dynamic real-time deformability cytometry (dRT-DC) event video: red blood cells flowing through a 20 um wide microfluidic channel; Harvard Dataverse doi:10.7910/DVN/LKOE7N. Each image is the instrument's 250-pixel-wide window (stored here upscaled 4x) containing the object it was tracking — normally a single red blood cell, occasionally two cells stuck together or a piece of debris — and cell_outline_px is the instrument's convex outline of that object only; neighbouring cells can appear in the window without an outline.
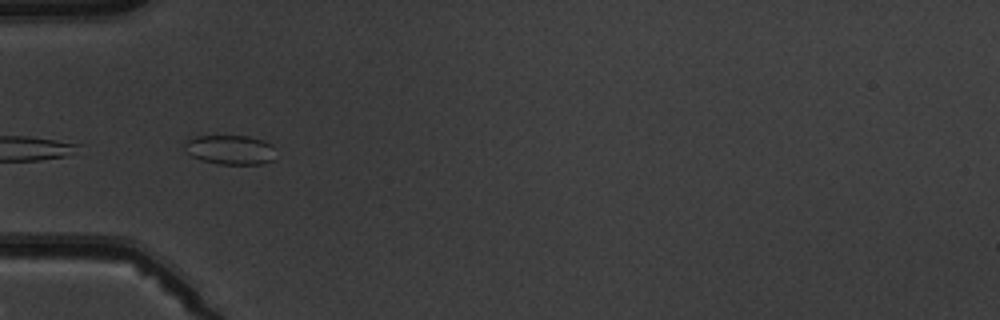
{"species": "common noctule bat (a hibernating species)", "species_latin": "Nyctalus noctula", "temperature_condition": "warm", "stored_images_in_passage": 7, "camera_frame_rate_fps": 3000, "um_per_image_px": 0.085, "animal": {"sex": "male", "body_mass_g": 19.5, "forearm_length_mm": 54.6}, "frame": {"image": 1, "passage_image": 5, "time_ms": 4.667, "image_size_px": [1000, 320], "cell_outline_px": [[276, 160], [260, 164], [220, 164], [200, 160], [184, 152], [184, 144], [188, 140], [196, 136], [248, 136], [264, 140], [272, 144], [276, 148]], "centroid_in_image_um": [19.62, 12.73], "position_along_channel_um": 65.4, "area_um2": 16.01}}
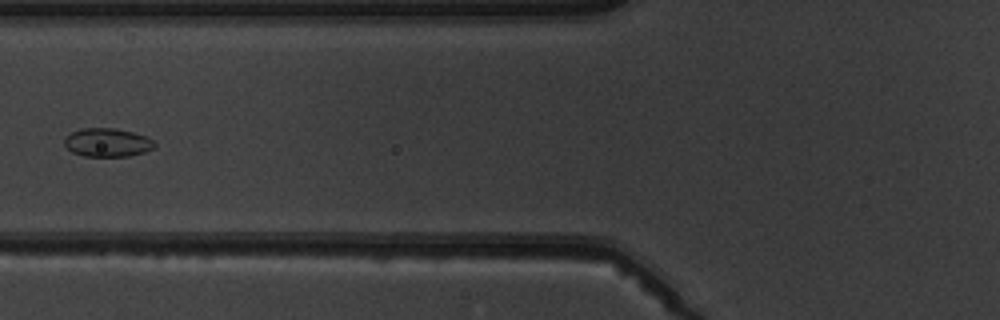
{"frame": {"image": 2, "passage_image": 6, "time_ms": 6.0, "image_size_px": [1000, 320], "cell_outline_px": [[156, 148], [144, 152], [128, 156], [84, 156], [72, 152], [64, 144], [64, 140], [72, 132], [80, 128], [116, 128], [132, 132], [144, 136], [152, 140], [156, 144]], "centroid_in_image_um": [9.14, 12.11], "position_along_channel_um": 116.7, "area_um2": 14.91}}
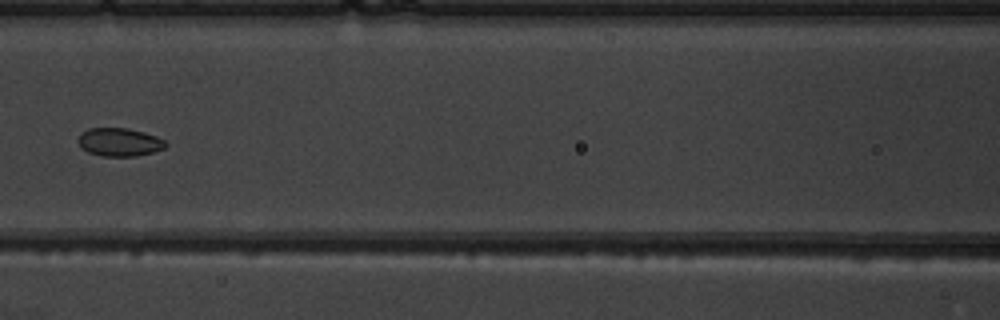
{"frame": {"image": 3, "passage_image": 7, "time_ms": 7.0, "image_size_px": [1000, 320], "cell_outline_px": [[168, 144], [164, 148], [152, 152], [136, 156], [104, 156], [88, 152], [80, 144], [80, 132], [88, 128], [128, 128], [144, 132], [156, 136], [164, 140]], "centroid_in_image_um": [10.18, 12.07], "position_along_channel_um": 156.4, "area_um2": 14.22}}